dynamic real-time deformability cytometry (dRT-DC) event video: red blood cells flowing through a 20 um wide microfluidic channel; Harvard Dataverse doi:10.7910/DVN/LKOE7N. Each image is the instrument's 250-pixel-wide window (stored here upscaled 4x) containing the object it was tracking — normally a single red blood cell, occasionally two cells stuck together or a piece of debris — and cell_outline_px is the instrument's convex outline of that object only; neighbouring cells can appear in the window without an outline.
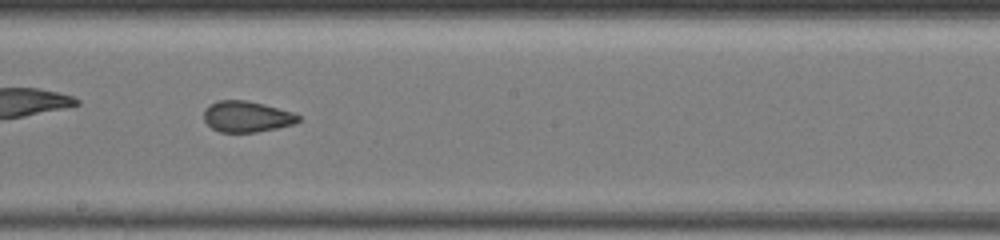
{"species": "common noctule bat (a hibernating species)", "species_latin": "Nyctalus noctula", "temperature_condition": "warm", "stored_images_in_passage": 47, "camera_frame_rate_fps": 3000, "um_per_image_px": 0.085, "animal": {"sex": "female", "body_mass_g": 19.5, "forearm_length_mm": 54.1}, "frame": {"image": 1, "passage_image": 28, "time_ms": 12.667, "image_size_px": [1000, 240], "cell_outline_px": [[300, 120], [296, 124], [256, 132], [220, 132], [212, 128], [204, 120], [204, 108], [208, 104], [216, 100], [244, 100], [264, 104], [292, 112], [300, 116]], "centroid_in_image_um": [20.95, 9.9], "position_along_channel_um": 227.2, "area_um2": 17.17}}
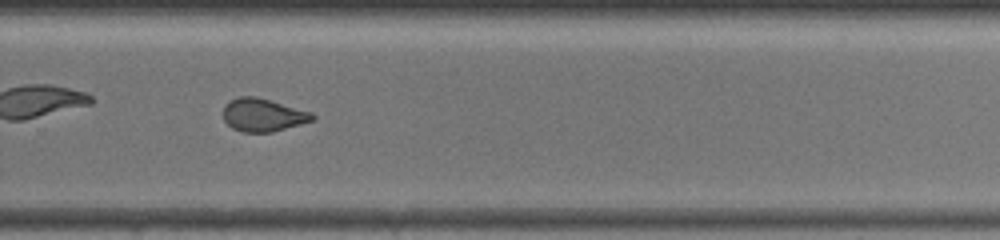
{"frame": {"image": 2, "passage_image": 34, "time_ms": 15.0, "image_size_px": [1000, 240], "cell_outline_px": [[316, 116], [312, 120], [300, 124], [272, 132], [240, 132], [232, 128], [224, 120], [224, 104], [240, 96], [256, 96], [312, 112]], "centroid_in_image_um": [22.34, 9.77], "position_along_channel_um": 307.5, "area_um2": 17.05}}
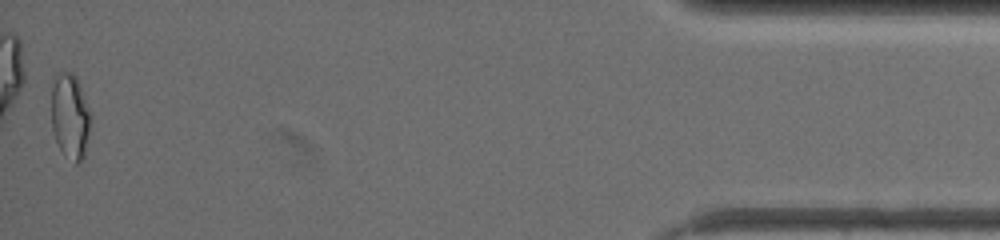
{"frame": {"image": 3, "passage_image": 47, "time_ms": 20.667, "image_size_px": [1000, 240], "cell_outline_px": [[92, 116], [84, 156], [76, 164], [64, 156], [52, 132], [52, 76], [60, 72], [72, 72], [76, 76]], "centroid_in_image_um": [5.95, 9.86], "position_along_channel_um": 429.3, "area_um2": 19.71}, "authors_computed_cell_mechanics": {"area_um2": 18.1492, "velocity_mm_per_s": 3.4477, "shape_relaxation_time_tau1_ms": null, "shape_relaxation_time_tau2_ms": 1.5197, "deformation_change_tau1": null, "deformation_change_tau2": 0.0819}}